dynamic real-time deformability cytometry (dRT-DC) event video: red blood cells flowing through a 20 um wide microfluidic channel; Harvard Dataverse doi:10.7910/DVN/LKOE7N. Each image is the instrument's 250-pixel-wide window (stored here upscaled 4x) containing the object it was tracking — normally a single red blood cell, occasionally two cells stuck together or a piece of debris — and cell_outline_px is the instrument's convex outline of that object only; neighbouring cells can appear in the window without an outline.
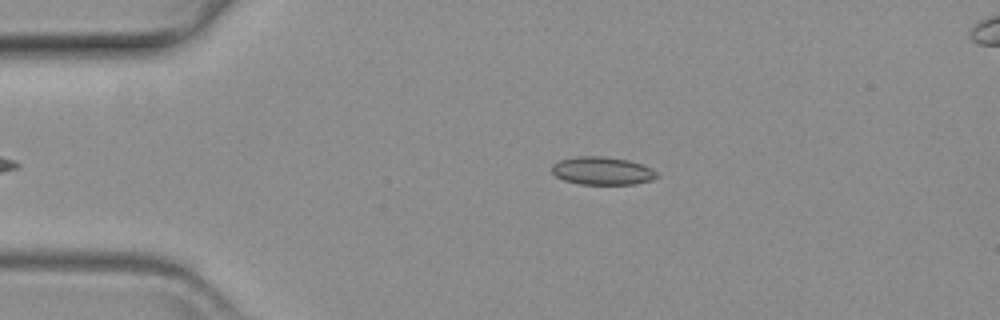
{"species": "common noctule bat (a hibernating species)", "species_latin": "Nyctalus noctula", "temperature_condition": "warm", "stored_images_in_passage": 42, "camera_frame_rate_fps": 3000, "um_per_image_px": 0.085, "animal": {"sex": "female", "body_mass_g": 19.3, "forearm_length_mm": 54.1}, "frame": {"image": 1, "passage_image": 3, "time_ms": 0.667, "image_size_px": [1000, 320], "cell_outline_px": [[660, 176], [652, 180], [636, 184], [580, 184], [564, 180], [556, 176], [552, 172], [552, 164], [560, 160], [576, 156], [600, 156], [628, 160], [652, 168]], "centroid_in_image_um": [51.2, 14.52], "position_along_channel_um": 33.8, "area_um2": 17.11}}
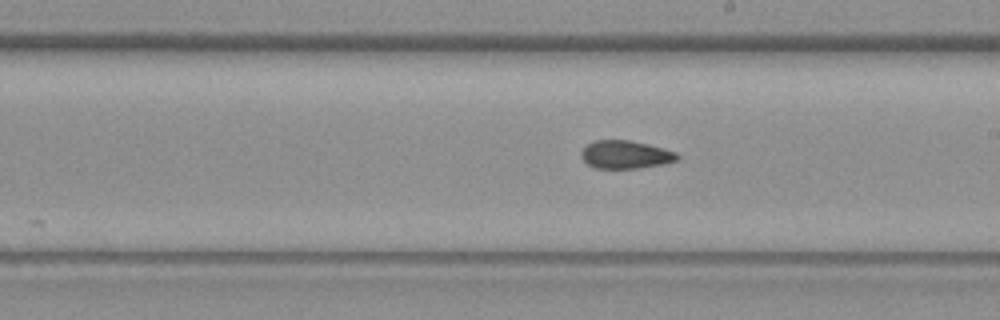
{"frame": {"image": 2, "passage_image": 24, "time_ms": 7.667, "image_size_px": [1000, 320], "cell_outline_px": [[680, 156], [676, 160], [664, 164], [640, 168], [596, 168], [588, 164], [580, 156], [580, 152], [588, 144], [596, 140], [628, 140], [648, 144], [676, 152]], "centroid_in_image_um": [53.17, 13.14], "position_along_channel_um": 235.8, "area_um2": 15.61}}
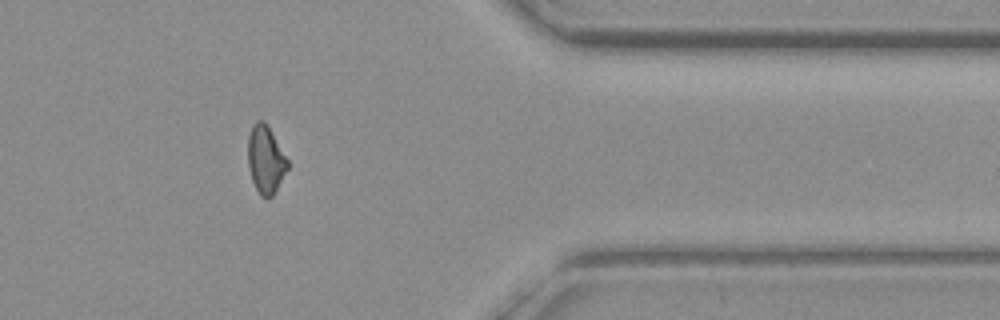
{"frame": {"image": 3, "passage_image": 39, "time_ms": 12.667, "image_size_px": [1000, 320], "cell_outline_px": [[288, 168], [272, 196], [268, 200], [260, 196], [252, 180], [248, 168], [248, 136], [252, 124], [256, 120], [264, 120], [288, 160]], "centroid_in_image_um": [22.55, 13.57], "position_along_channel_um": 388.8, "area_um2": 15.61}}